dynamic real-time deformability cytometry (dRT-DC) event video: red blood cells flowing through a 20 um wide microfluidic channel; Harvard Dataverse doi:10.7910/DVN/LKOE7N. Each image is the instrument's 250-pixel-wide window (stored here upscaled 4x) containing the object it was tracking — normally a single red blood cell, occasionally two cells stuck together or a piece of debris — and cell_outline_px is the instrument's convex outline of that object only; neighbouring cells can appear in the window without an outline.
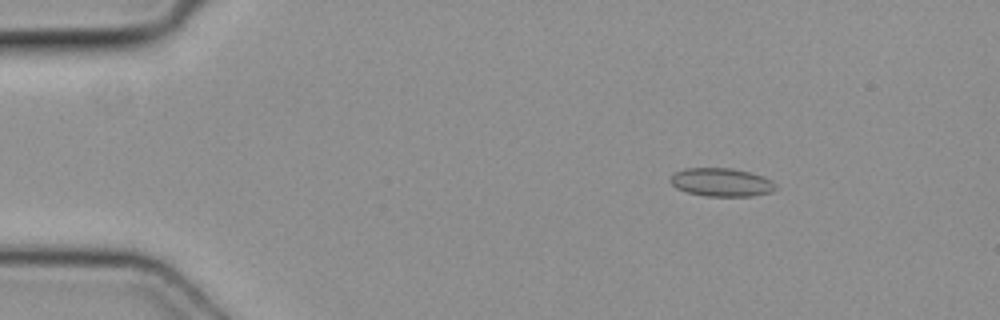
{"species": "common noctule bat (a hibernating species)", "species_latin": "Nyctalus noctula", "temperature_condition": "cold", "stored_images_in_passage": 4, "camera_frame_rate_fps": 3000, "um_per_image_px": 0.085, "animal": {"sex": "female", "body_mass_g": 19.3, "forearm_length_mm": 54.1}, "frame": {"image": 1, "passage_image": 1, "time_ms": 0.0, "image_size_px": [1000, 320], "cell_outline_px": [[776, 188], [772, 192], [752, 196], [704, 196], [688, 192], [676, 188], [668, 180], [676, 172], [684, 168], [732, 168], [764, 176], [772, 180], [776, 184]], "centroid_in_image_um": [61.34, 15.49], "position_along_channel_um": 23.7, "area_um2": 17.46}}